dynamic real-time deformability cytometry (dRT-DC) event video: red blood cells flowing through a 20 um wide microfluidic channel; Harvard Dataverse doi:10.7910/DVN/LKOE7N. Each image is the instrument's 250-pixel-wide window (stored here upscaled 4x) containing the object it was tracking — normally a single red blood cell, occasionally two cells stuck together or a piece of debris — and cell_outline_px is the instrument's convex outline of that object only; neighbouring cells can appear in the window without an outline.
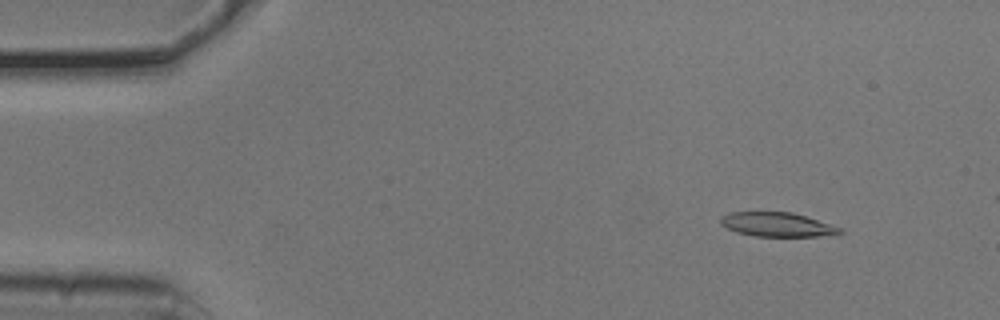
{"species": "common noctule bat (a hibernating species)", "species_latin": "Nyctalus noctula", "temperature_condition": "cold", "stored_images_in_passage": 4, "camera_frame_rate_fps": 3000, "um_per_image_px": 0.085, "animal": {"sex": "male", "body_mass_g": 20.5, "forearm_length_mm": 52.5}, "frame": {"image": 1, "passage_image": 2, "time_ms": 0.333, "image_size_px": [1000, 320], "cell_outline_px": [[844, 232], [816, 236], [756, 236], [736, 232], [720, 224], [720, 216], [732, 212], [792, 212], [840, 228]], "centroid_in_image_um": [65.97, 19.08], "position_along_channel_um": 19.0, "area_um2": 16.42}}